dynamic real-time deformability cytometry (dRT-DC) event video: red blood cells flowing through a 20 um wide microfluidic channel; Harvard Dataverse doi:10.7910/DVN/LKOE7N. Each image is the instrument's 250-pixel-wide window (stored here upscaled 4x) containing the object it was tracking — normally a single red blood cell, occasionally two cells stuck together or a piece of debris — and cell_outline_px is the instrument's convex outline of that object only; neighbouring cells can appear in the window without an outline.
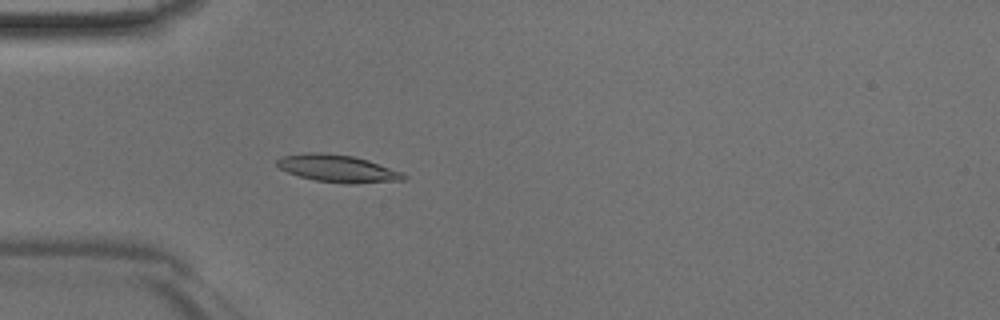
{"species": "Egyptian fruit bat (a non-hibernating species)", "species_latin": "Rousettus aegyptiacus", "temperature_condition": "room temperature", "stored_images_in_passage": 35, "camera_frame_rate_fps": 3000, "um_per_image_px": 0.085, "animal": {"sex": "male"}, "frame": {"image": 1, "passage_image": 3, "time_ms": 0.667, "image_size_px": [1000, 320], "cell_outline_px": [[408, 176], [404, 180], [356, 184], [348, 184], [316, 180], [300, 176], [288, 172], [280, 168], [276, 164], [276, 160], [280, 156], [308, 152], [324, 152], [352, 156], [368, 160], [400, 172]], "centroid_in_image_um": [28.68, 14.32], "position_along_channel_um": 56.3, "area_um2": 20.11}}
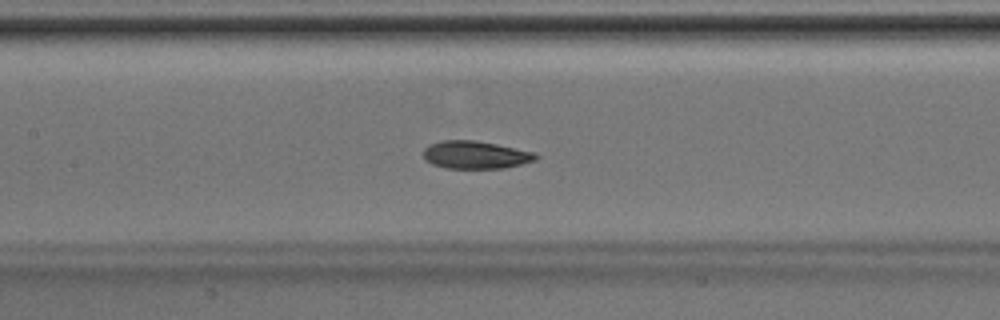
{"frame": {"image": 2, "passage_image": 11, "time_ms": 3.333, "image_size_px": [1000, 320], "cell_outline_px": [[540, 156], [536, 160], [504, 168], [444, 168], [432, 164], [424, 160], [424, 148], [428, 144], [444, 140], [476, 140], [536, 152]], "centroid_in_image_um": [40.42, 13.16], "position_along_channel_um": 167.0, "area_um2": 18.32}}
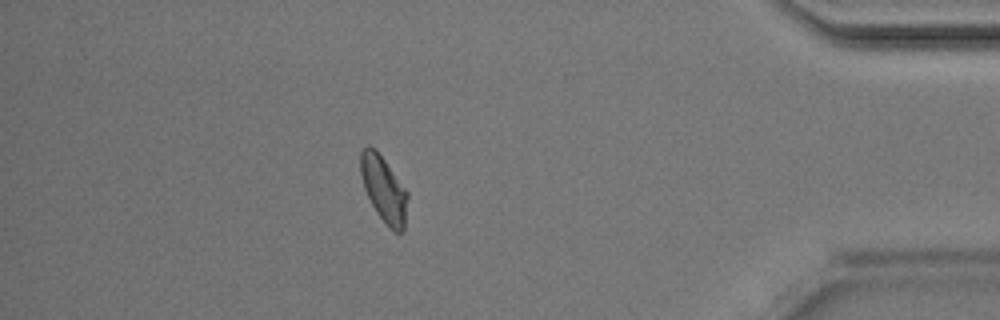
{"frame": {"image": 3, "passage_image": 30, "time_ms": 9.667, "image_size_px": [1000, 320], "cell_outline_px": [[408, 196], [404, 232], [396, 232], [376, 212], [364, 188], [360, 176], [360, 152], [368, 144], [376, 148], [408, 192]], "centroid_in_image_um": [32.61, 16.02], "position_along_channel_um": 402.6, "area_um2": 17.98}}